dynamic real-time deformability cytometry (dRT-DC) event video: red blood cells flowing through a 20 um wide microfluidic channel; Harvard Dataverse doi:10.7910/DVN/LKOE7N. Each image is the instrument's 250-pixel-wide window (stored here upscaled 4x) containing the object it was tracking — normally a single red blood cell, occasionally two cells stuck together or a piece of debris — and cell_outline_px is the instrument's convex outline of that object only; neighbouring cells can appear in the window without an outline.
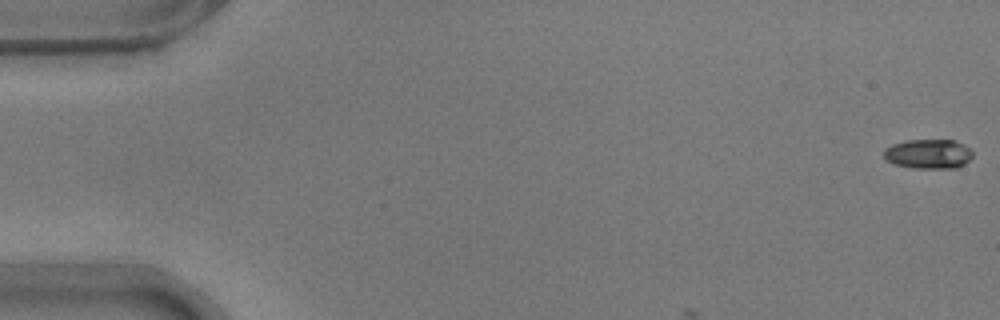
{"species": "common noctule bat (a hibernating species)", "species_latin": "Nyctalus noctula", "temperature_condition": "warm", "stored_images_in_passage": 8, "camera_frame_rate_fps": 3000, "um_per_image_px": 0.085, "animal": {"sex": "male", "body_mass_g": 17.9}, "frame": {"image": 1, "passage_image": 1, "time_ms": 0.0, "image_size_px": [1000, 320], "cell_outline_px": [[972, 156], [964, 164], [956, 168], [912, 168], [896, 164], [884, 160], [884, 148], [892, 144], [908, 140], [952, 140], [968, 148], [972, 152]], "centroid_in_image_um": [78.86, 13.09], "position_along_channel_um": 6.1, "area_um2": 15.14}}